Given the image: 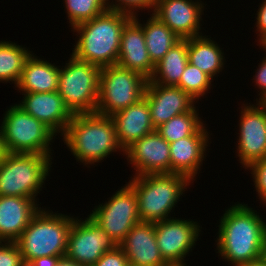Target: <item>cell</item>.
I'll list each match as a JSON object with an SVG mask.
<instances>
[{
  "mask_svg": "<svg viewBox=\"0 0 266 266\" xmlns=\"http://www.w3.org/2000/svg\"><path fill=\"white\" fill-rule=\"evenodd\" d=\"M248 204H234L225 209L219 220L217 253L222 259L239 266L263 257L265 220ZM256 212V213H255Z\"/></svg>",
  "mask_w": 266,
  "mask_h": 266,
  "instance_id": "1",
  "label": "cell"
},
{
  "mask_svg": "<svg viewBox=\"0 0 266 266\" xmlns=\"http://www.w3.org/2000/svg\"><path fill=\"white\" fill-rule=\"evenodd\" d=\"M62 137L76 160L87 167L109 158L112 152L125 155L111 116L96 112L73 114Z\"/></svg>",
  "mask_w": 266,
  "mask_h": 266,
  "instance_id": "2",
  "label": "cell"
},
{
  "mask_svg": "<svg viewBox=\"0 0 266 266\" xmlns=\"http://www.w3.org/2000/svg\"><path fill=\"white\" fill-rule=\"evenodd\" d=\"M132 17L128 13L108 9L95 18L78 24L71 30L79 37L73 46L72 55L101 68L117 65L121 33Z\"/></svg>",
  "mask_w": 266,
  "mask_h": 266,
  "instance_id": "3",
  "label": "cell"
},
{
  "mask_svg": "<svg viewBox=\"0 0 266 266\" xmlns=\"http://www.w3.org/2000/svg\"><path fill=\"white\" fill-rule=\"evenodd\" d=\"M127 183L136 193L140 220L157 222L171 218L172 209L193 182L182 174L162 173L131 176Z\"/></svg>",
  "mask_w": 266,
  "mask_h": 266,
  "instance_id": "4",
  "label": "cell"
},
{
  "mask_svg": "<svg viewBox=\"0 0 266 266\" xmlns=\"http://www.w3.org/2000/svg\"><path fill=\"white\" fill-rule=\"evenodd\" d=\"M40 208L16 241L28 265L43 256H65L70 228L75 217Z\"/></svg>",
  "mask_w": 266,
  "mask_h": 266,
  "instance_id": "5",
  "label": "cell"
},
{
  "mask_svg": "<svg viewBox=\"0 0 266 266\" xmlns=\"http://www.w3.org/2000/svg\"><path fill=\"white\" fill-rule=\"evenodd\" d=\"M52 159L41 154L7 152L0 163V196L37 200L49 176Z\"/></svg>",
  "mask_w": 266,
  "mask_h": 266,
  "instance_id": "6",
  "label": "cell"
},
{
  "mask_svg": "<svg viewBox=\"0 0 266 266\" xmlns=\"http://www.w3.org/2000/svg\"><path fill=\"white\" fill-rule=\"evenodd\" d=\"M3 115L0 130L6 152L53 155L50 145L57 135L44 123L17 104L10 106Z\"/></svg>",
  "mask_w": 266,
  "mask_h": 266,
  "instance_id": "7",
  "label": "cell"
},
{
  "mask_svg": "<svg viewBox=\"0 0 266 266\" xmlns=\"http://www.w3.org/2000/svg\"><path fill=\"white\" fill-rule=\"evenodd\" d=\"M60 67L58 93L72 114L94 113L99 97L101 67L75 58Z\"/></svg>",
  "mask_w": 266,
  "mask_h": 266,
  "instance_id": "8",
  "label": "cell"
},
{
  "mask_svg": "<svg viewBox=\"0 0 266 266\" xmlns=\"http://www.w3.org/2000/svg\"><path fill=\"white\" fill-rule=\"evenodd\" d=\"M147 79L119 65L102 67L96 113L112 116L144 96Z\"/></svg>",
  "mask_w": 266,
  "mask_h": 266,
  "instance_id": "9",
  "label": "cell"
},
{
  "mask_svg": "<svg viewBox=\"0 0 266 266\" xmlns=\"http://www.w3.org/2000/svg\"><path fill=\"white\" fill-rule=\"evenodd\" d=\"M89 216L119 246L131 228L141 221L134 189L126 183L108 201L94 207Z\"/></svg>",
  "mask_w": 266,
  "mask_h": 266,
  "instance_id": "10",
  "label": "cell"
},
{
  "mask_svg": "<svg viewBox=\"0 0 266 266\" xmlns=\"http://www.w3.org/2000/svg\"><path fill=\"white\" fill-rule=\"evenodd\" d=\"M154 225L157 245L164 261L169 266H187L184 258L193 250L202 229L198 221L171 217L154 222Z\"/></svg>",
  "mask_w": 266,
  "mask_h": 266,
  "instance_id": "11",
  "label": "cell"
},
{
  "mask_svg": "<svg viewBox=\"0 0 266 266\" xmlns=\"http://www.w3.org/2000/svg\"><path fill=\"white\" fill-rule=\"evenodd\" d=\"M117 246L89 215L84 220L75 217L68 235L65 256L84 266H93L105 252Z\"/></svg>",
  "mask_w": 266,
  "mask_h": 266,
  "instance_id": "12",
  "label": "cell"
},
{
  "mask_svg": "<svg viewBox=\"0 0 266 266\" xmlns=\"http://www.w3.org/2000/svg\"><path fill=\"white\" fill-rule=\"evenodd\" d=\"M240 112L236 153L239 163L246 169L266 157V102L242 104Z\"/></svg>",
  "mask_w": 266,
  "mask_h": 266,
  "instance_id": "13",
  "label": "cell"
},
{
  "mask_svg": "<svg viewBox=\"0 0 266 266\" xmlns=\"http://www.w3.org/2000/svg\"><path fill=\"white\" fill-rule=\"evenodd\" d=\"M135 176L171 173L170 145L157 130L135 141L125 150Z\"/></svg>",
  "mask_w": 266,
  "mask_h": 266,
  "instance_id": "14",
  "label": "cell"
},
{
  "mask_svg": "<svg viewBox=\"0 0 266 266\" xmlns=\"http://www.w3.org/2000/svg\"><path fill=\"white\" fill-rule=\"evenodd\" d=\"M204 5L200 0H156L152 14L180 39H188L203 35L200 21Z\"/></svg>",
  "mask_w": 266,
  "mask_h": 266,
  "instance_id": "15",
  "label": "cell"
},
{
  "mask_svg": "<svg viewBox=\"0 0 266 266\" xmlns=\"http://www.w3.org/2000/svg\"><path fill=\"white\" fill-rule=\"evenodd\" d=\"M149 105L153 126L158 128L174 116L190 112L197 103L189 94L177 86L146 84L144 96Z\"/></svg>",
  "mask_w": 266,
  "mask_h": 266,
  "instance_id": "16",
  "label": "cell"
},
{
  "mask_svg": "<svg viewBox=\"0 0 266 266\" xmlns=\"http://www.w3.org/2000/svg\"><path fill=\"white\" fill-rule=\"evenodd\" d=\"M18 103L26 113L44 123L56 135L64 134L73 114L65 106L60 94L55 92L23 93Z\"/></svg>",
  "mask_w": 266,
  "mask_h": 266,
  "instance_id": "17",
  "label": "cell"
},
{
  "mask_svg": "<svg viewBox=\"0 0 266 266\" xmlns=\"http://www.w3.org/2000/svg\"><path fill=\"white\" fill-rule=\"evenodd\" d=\"M205 126L203 124L192 136L169 143L171 173L182 174L195 181L207 155L206 148L210 145V133Z\"/></svg>",
  "mask_w": 266,
  "mask_h": 266,
  "instance_id": "18",
  "label": "cell"
},
{
  "mask_svg": "<svg viewBox=\"0 0 266 266\" xmlns=\"http://www.w3.org/2000/svg\"><path fill=\"white\" fill-rule=\"evenodd\" d=\"M119 247L129 264L136 266H169L162 258L154 222L139 221L125 236Z\"/></svg>",
  "mask_w": 266,
  "mask_h": 266,
  "instance_id": "19",
  "label": "cell"
},
{
  "mask_svg": "<svg viewBox=\"0 0 266 266\" xmlns=\"http://www.w3.org/2000/svg\"><path fill=\"white\" fill-rule=\"evenodd\" d=\"M117 65L150 80L155 65L150 60L142 26L132 17L123 27Z\"/></svg>",
  "mask_w": 266,
  "mask_h": 266,
  "instance_id": "20",
  "label": "cell"
},
{
  "mask_svg": "<svg viewBox=\"0 0 266 266\" xmlns=\"http://www.w3.org/2000/svg\"><path fill=\"white\" fill-rule=\"evenodd\" d=\"M40 208L30 198L0 196V241L16 242Z\"/></svg>",
  "mask_w": 266,
  "mask_h": 266,
  "instance_id": "21",
  "label": "cell"
},
{
  "mask_svg": "<svg viewBox=\"0 0 266 266\" xmlns=\"http://www.w3.org/2000/svg\"><path fill=\"white\" fill-rule=\"evenodd\" d=\"M113 119L121 147L126 150L135 141L155 131L150 108L143 97L137 103L114 113Z\"/></svg>",
  "mask_w": 266,
  "mask_h": 266,
  "instance_id": "22",
  "label": "cell"
},
{
  "mask_svg": "<svg viewBox=\"0 0 266 266\" xmlns=\"http://www.w3.org/2000/svg\"><path fill=\"white\" fill-rule=\"evenodd\" d=\"M34 53L26 60L20 80L14 85L22 93L58 91L60 66L38 59Z\"/></svg>",
  "mask_w": 266,
  "mask_h": 266,
  "instance_id": "23",
  "label": "cell"
},
{
  "mask_svg": "<svg viewBox=\"0 0 266 266\" xmlns=\"http://www.w3.org/2000/svg\"><path fill=\"white\" fill-rule=\"evenodd\" d=\"M200 35L188 38V62L198 67L212 80L225 65L224 51L211 37Z\"/></svg>",
  "mask_w": 266,
  "mask_h": 266,
  "instance_id": "24",
  "label": "cell"
},
{
  "mask_svg": "<svg viewBox=\"0 0 266 266\" xmlns=\"http://www.w3.org/2000/svg\"><path fill=\"white\" fill-rule=\"evenodd\" d=\"M133 18L142 26L148 55L154 65L181 40L165 23L153 14L143 24L138 20V15H134Z\"/></svg>",
  "mask_w": 266,
  "mask_h": 266,
  "instance_id": "25",
  "label": "cell"
},
{
  "mask_svg": "<svg viewBox=\"0 0 266 266\" xmlns=\"http://www.w3.org/2000/svg\"><path fill=\"white\" fill-rule=\"evenodd\" d=\"M188 64V39H181L155 65L148 82L176 86Z\"/></svg>",
  "mask_w": 266,
  "mask_h": 266,
  "instance_id": "26",
  "label": "cell"
},
{
  "mask_svg": "<svg viewBox=\"0 0 266 266\" xmlns=\"http://www.w3.org/2000/svg\"><path fill=\"white\" fill-rule=\"evenodd\" d=\"M32 52L25 46L11 42L0 41V82L18 84L26 60Z\"/></svg>",
  "mask_w": 266,
  "mask_h": 266,
  "instance_id": "27",
  "label": "cell"
},
{
  "mask_svg": "<svg viewBox=\"0 0 266 266\" xmlns=\"http://www.w3.org/2000/svg\"><path fill=\"white\" fill-rule=\"evenodd\" d=\"M196 107L161 124L156 128L157 132L169 143L192 136L204 124Z\"/></svg>",
  "mask_w": 266,
  "mask_h": 266,
  "instance_id": "28",
  "label": "cell"
},
{
  "mask_svg": "<svg viewBox=\"0 0 266 266\" xmlns=\"http://www.w3.org/2000/svg\"><path fill=\"white\" fill-rule=\"evenodd\" d=\"M71 29L108 10L106 0H63Z\"/></svg>",
  "mask_w": 266,
  "mask_h": 266,
  "instance_id": "29",
  "label": "cell"
},
{
  "mask_svg": "<svg viewBox=\"0 0 266 266\" xmlns=\"http://www.w3.org/2000/svg\"><path fill=\"white\" fill-rule=\"evenodd\" d=\"M212 82L213 80L207 74L188 62L176 86L198 101L211 89Z\"/></svg>",
  "mask_w": 266,
  "mask_h": 266,
  "instance_id": "30",
  "label": "cell"
},
{
  "mask_svg": "<svg viewBox=\"0 0 266 266\" xmlns=\"http://www.w3.org/2000/svg\"><path fill=\"white\" fill-rule=\"evenodd\" d=\"M106 1L108 9L125 12L132 16L137 15V12L141 9H148V11L151 10L153 12L156 3V0H115V2L111 0V3L110 0Z\"/></svg>",
  "mask_w": 266,
  "mask_h": 266,
  "instance_id": "31",
  "label": "cell"
},
{
  "mask_svg": "<svg viewBox=\"0 0 266 266\" xmlns=\"http://www.w3.org/2000/svg\"><path fill=\"white\" fill-rule=\"evenodd\" d=\"M250 170L260 203H266V157L253 162L247 168Z\"/></svg>",
  "mask_w": 266,
  "mask_h": 266,
  "instance_id": "32",
  "label": "cell"
},
{
  "mask_svg": "<svg viewBox=\"0 0 266 266\" xmlns=\"http://www.w3.org/2000/svg\"><path fill=\"white\" fill-rule=\"evenodd\" d=\"M0 266H26L16 242L0 241Z\"/></svg>",
  "mask_w": 266,
  "mask_h": 266,
  "instance_id": "33",
  "label": "cell"
},
{
  "mask_svg": "<svg viewBox=\"0 0 266 266\" xmlns=\"http://www.w3.org/2000/svg\"><path fill=\"white\" fill-rule=\"evenodd\" d=\"M128 264L124 251L117 246L115 249L105 252L93 266H127Z\"/></svg>",
  "mask_w": 266,
  "mask_h": 266,
  "instance_id": "34",
  "label": "cell"
},
{
  "mask_svg": "<svg viewBox=\"0 0 266 266\" xmlns=\"http://www.w3.org/2000/svg\"><path fill=\"white\" fill-rule=\"evenodd\" d=\"M253 80L258 89H260V91H258L260 97L259 99L256 98L257 102H266V56L263 57L261 64L259 63Z\"/></svg>",
  "mask_w": 266,
  "mask_h": 266,
  "instance_id": "35",
  "label": "cell"
},
{
  "mask_svg": "<svg viewBox=\"0 0 266 266\" xmlns=\"http://www.w3.org/2000/svg\"><path fill=\"white\" fill-rule=\"evenodd\" d=\"M256 15L255 25L257 29L255 31L258 32L257 36H259L258 40L260 41L266 36V0H262Z\"/></svg>",
  "mask_w": 266,
  "mask_h": 266,
  "instance_id": "36",
  "label": "cell"
},
{
  "mask_svg": "<svg viewBox=\"0 0 266 266\" xmlns=\"http://www.w3.org/2000/svg\"><path fill=\"white\" fill-rule=\"evenodd\" d=\"M64 256H43L32 260L28 266H56L59 259Z\"/></svg>",
  "mask_w": 266,
  "mask_h": 266,
  "instance_id": "37",
  "label": "cell"
},
{
  "mask_svg": "<svg viewBox=\"0 0 266 266\" xmlns=\"http://www.w3.org/2000/svg\"><path fill=\"white\" fill-rule=\"evenodd\" d=\"M56 266H84V265L64 256L59 259Z\"/></svg>",
  "mask_w": 266,
  "mask_h": 266,
  "instance_id": "38",
  "label": "cell"
},
{
  "mask_svg": "<svg viewBox=\"0 0 266 266\" xmlns=\"http://www.w3.org/2000/svg\"><path fill=\"white\" fill-rule=\"evenodd\" d=\"M239 266H266V258L262 257L258 260L251 261V262L239 265Z\"/></svg>",
  "mask_w": 266,
  "mask_h": 266,
  "instance_id": "39",
  "label": "cell"
},
{
  "mask_svg": "<svg viewBox=\"0 0 266 266\" xmlns=\"http://www.w3.org/2000/svg\"><path fill=\"white\" fill-rule=\"evenodd\" d=\"M6 149L4 147L3 137L0 130V163L3 161L5 155H6Z\"/></svg>",
  "mask_w": 266,
  "mask_h": 266,
  "instance_id": "40",
  "label": "cell"
},
{
  "mask_svg": "<svg viewBox=\"0 0 266 266\" xmlns=\"http://www.w3.org/2000/svg\"><path fill=\"white\" fill-rule=\"evenodd\" d=\"M263 257L266 258V222L264 225Z\"/></svg>",
  "mask_w": 266,
  "mask_h": 266,
  "instance_id": "41",
  "label": "cell"
},
{
  "mask_svg": "<svg viewBox=\"0 0 266 266\" xmlns=\"http://www.w3.org/2000/svg\"><path fill=\"white\" fill-rule=\"evenodd\" d=\"M259 42V45H260V47L263 49V51H265L266 52V36L264 37V38H262L260 41H258ZM265 55H266V53H265Z\"/></svg>",
  "mask_w": 266,
  "mask_h": 266,
  "instance_id": "42",
  "label": "cell"
}]
</instances>
